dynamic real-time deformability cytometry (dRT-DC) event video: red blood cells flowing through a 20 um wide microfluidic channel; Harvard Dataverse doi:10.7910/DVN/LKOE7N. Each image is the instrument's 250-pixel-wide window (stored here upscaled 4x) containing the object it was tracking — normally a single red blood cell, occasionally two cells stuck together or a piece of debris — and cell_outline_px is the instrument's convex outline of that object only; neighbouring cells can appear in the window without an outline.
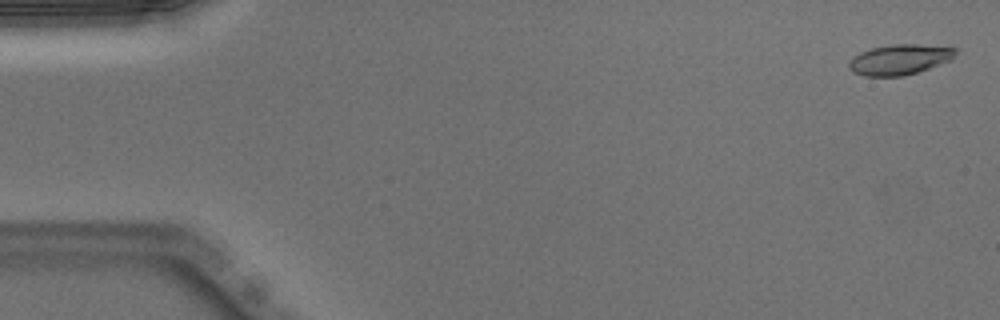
{"species": "Egyptian fruit bat (a non-hibernating species)", "species_latin": "Rousettus aegyptiacus", "temperature_condition": "warm", "stored_images_in_passage": 51, "camera_frame_rate_fps": 3000, "um_per_image_px": 0.085, "animal": {"sex": "male"}, "frame": {"image": 1, "passage_image": 2, "time_ms": 0.333, "image_size_px": [1000, 320], "cell_outline_px": [[956, 52], [952, 60], [904, 76], [864, 76], [852, 72], [848, 68], [848, 64], [852, 56], [860, 52], [872, 48], [892, 44], [916, 44], [956, 48]], "centroid_in_image_um": [76.43, 5.06], "position_along_channel_um": 8.6, "area_um2": 18.84}}
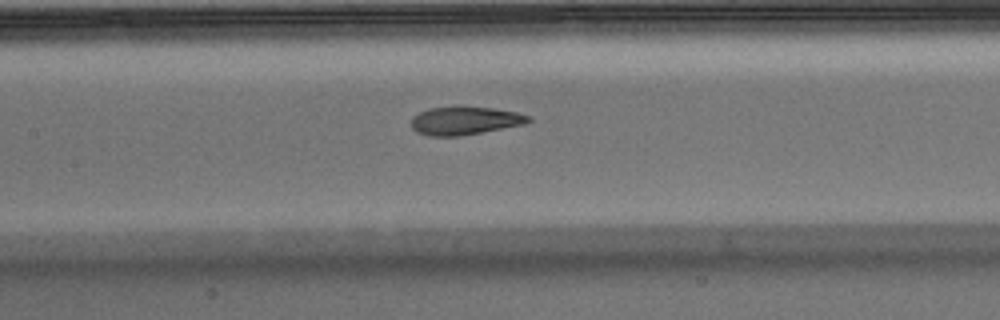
{"frame": {"image": 2, "passage_image": 24, "time_ms": 7.667, "image_size_px": [1000, 320], "cell_outline_px": [[532, 120], [524, 124], [460, 136], [428, 136], [416, 132], [412, 128], [412, 116], [428, 108], [456, 104], [460, 104], [492, 108], [516, 112], [528, 116]], "centroid_in_image_um": [39.45, 10.22], "position_along_channel_um": 167.9, "area_um2": 19.71}}
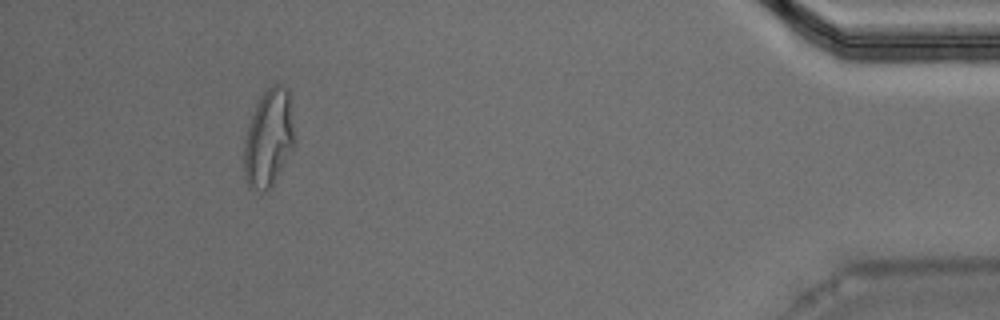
{"frame": {"image": 3, "passage_image": 47, "time_ms": 15.333, "image_size_px": [1000, 320], "cell_outline_px": [[296, 140], [272, 188], [260, 196], [248, 188], [244, 176], [244, 140], [248, 124], [256, 104], [260, 96], [272, 84], [284, 84], [288, 88], [292, 96]], "centroid_in_image_um": [22.86, 11.77], "position_along_channel_um": 412.3, "area_um2": 30.06}, "authors_computed_cell_mechanics": {"area_um2": 19.8254, "velocity_mm_per_s": 3.9916, "shape_relaxation_time_tau1_ms": 5.8606, "shape_relaxation_time_tau2_ms": 1.6412, "deformation_change_tau1": 0.2257, "deformation_change_tau2": 0.0845}}